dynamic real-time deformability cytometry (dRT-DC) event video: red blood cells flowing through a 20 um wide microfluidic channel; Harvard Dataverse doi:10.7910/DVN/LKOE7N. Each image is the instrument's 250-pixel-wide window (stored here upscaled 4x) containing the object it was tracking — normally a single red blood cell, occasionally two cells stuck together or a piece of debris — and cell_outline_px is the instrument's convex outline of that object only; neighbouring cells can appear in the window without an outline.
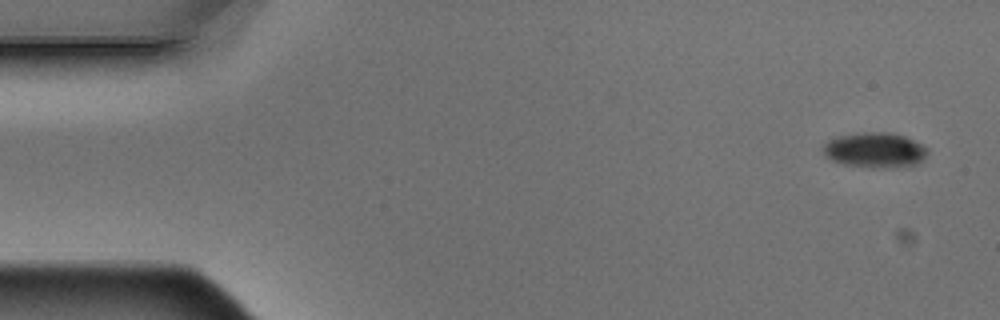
{"species": "Egyptian fruit bat (a non-hibernating species)", "species_latin": "Rousettus aegyptiacus", "temperature_condition": "warm", "stored_images_in_passage": 4, "camera_frame_rate_fps": 3000, "um_per_image_px": 0.085, "animal": {"sex": "male"}, "frame": {"image": 1, "passage_image": 1, "time_ms": 0.0, "image_size_px": [1000, 320], "cell_outline_px": [[928, 152], [924, 160], [916, 164], [844, 164], [832, 160], [824, 156], [824, 144], [828, 140], [840, 136], [864, 132], [892, 132], [904, 136], [928, 148]], "centroid_in_image_um": [74.36, 12.68], "position_along_channel_um": 10.6, "area_um2": 20.11}}
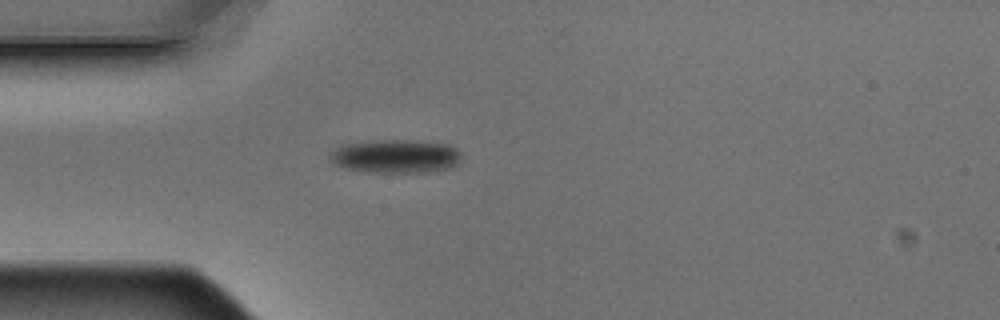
{"frame": {"image": 2, "passage_image": 4, "time_ms": 1.0, "image_size_px": [1000, 320], "cell_outline_px": [[460, 164], [452, 168], [432, 172], [368, 172], [344, 168], [328, 160], [328, 156], [332, 148], [344, 144], [372, 140], [416, 140], [448, 144], [456, 148], [460, 152]], "centroid_in_image_um": [33.63, 13.28], "position_along_channel_um": 51.4, "area_um2": 26.24}}